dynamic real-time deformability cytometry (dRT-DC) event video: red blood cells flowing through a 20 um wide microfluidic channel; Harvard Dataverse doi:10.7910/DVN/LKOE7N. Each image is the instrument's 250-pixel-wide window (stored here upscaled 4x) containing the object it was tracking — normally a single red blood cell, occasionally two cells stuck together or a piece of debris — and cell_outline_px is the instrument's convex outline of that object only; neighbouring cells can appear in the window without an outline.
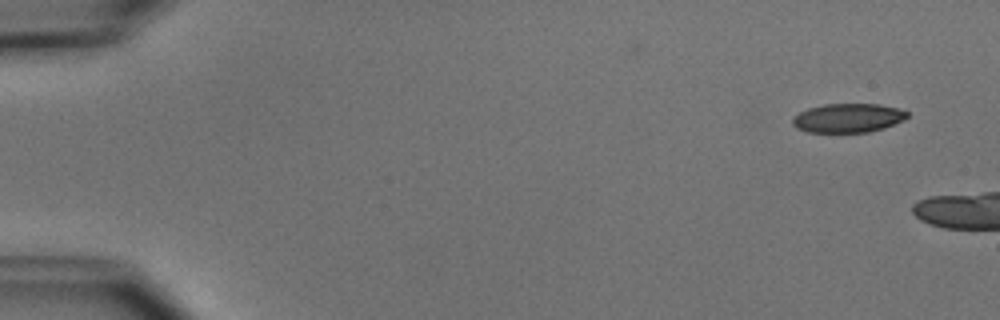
{"species": "common noctule bat (a hibernating species)", "species_latin": "Nyctalus noctula", "temperature_condition": "cold", "stored_images_in_passage": 5, "camera_frame_rate_fps": 3000, "um_per_image_px": 0.085, "animal": {"sex": "male", "body_mass_g": 15.6}, "frame": {"image": 1, "passage_image": 1, "time_ms": 0.0, "image_size_px": [1000, 320], "cell_outline_px": [[908, 116], [904, 120], [884, 128], [868, 132], [808, 132], [796, 128], [792, 124], [792, 120], [800, 112], [808, 108], [824, 104], [880, 104], [900, 108], [908, 112]], "centroid_in_image_um": [72.11, 10.02], "position_along_channel_um": 12.9, "area_um2": 19.42}}